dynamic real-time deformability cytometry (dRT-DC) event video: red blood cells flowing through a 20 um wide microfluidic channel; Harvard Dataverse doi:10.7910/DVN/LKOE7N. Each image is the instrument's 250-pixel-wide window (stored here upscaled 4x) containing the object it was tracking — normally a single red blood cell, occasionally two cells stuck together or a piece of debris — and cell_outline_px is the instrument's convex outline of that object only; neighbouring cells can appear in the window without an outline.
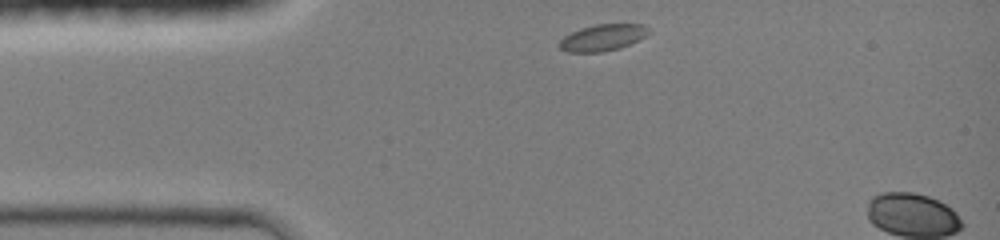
{"species": "common noctule bat (a hibernating species)", "species_latin": "Nyctalus noctula", "temperature_condition": "room temperature", "stored_images_in_passage": 4, "camera_frame_rate_fps": 3000, "um_per_image_px": 0.085, "animal": {"sex": "female", "body_mass_g": 19.0, "forearm_length_mm": 51.5}, "frame": {"image": 1, "passage_image": 1, "time_ms": 0.0, "image_size_px": [1000, 240], "cell_outline_px": [[652, 32], [620, 48], [600, 52], [568, 52], [560, 48], [560, 40], [564, 36], [580, 28], [596, 24], [644, 24]], "centroid_in_image_um": [51.23, 3.18], "position_along_channel_um": 33.8, "area_um2": 13.64}}